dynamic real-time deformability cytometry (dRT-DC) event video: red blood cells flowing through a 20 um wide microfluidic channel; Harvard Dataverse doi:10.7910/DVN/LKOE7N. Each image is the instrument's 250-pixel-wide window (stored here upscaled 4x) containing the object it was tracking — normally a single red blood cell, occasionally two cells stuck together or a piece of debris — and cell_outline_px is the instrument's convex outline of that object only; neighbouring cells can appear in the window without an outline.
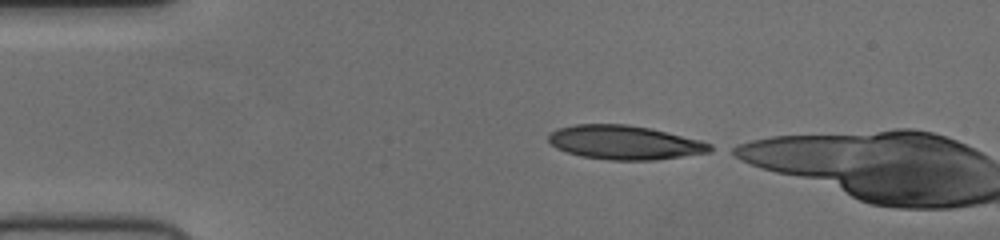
{"species": "human", "species_latin": "Homo sapiens", "temperature_condition": "cold", "stored_images_in_passage": 4, "camera_frame_rate_fps": 3000, "um_per_image_px": 0.085, "donor": {"sex": "female"}, "frame": {"image": 1, "passage_image": 1, "time_ms": 0.0, "image_size_px": [1000, 240], "cell_outline_px": [[720, 148], [712, 152], [656, 160], [608, 160], [580, 156], [556, 148], [548, 140], [548, 136], [556, 128], [576, 124], [628, 124], [652, 128], [700, 140], [712, 144]], "centroid_in_image_um": [53.16, 12.11], "position_along_channel_um": 31.8, "area_um2": 32.43}}